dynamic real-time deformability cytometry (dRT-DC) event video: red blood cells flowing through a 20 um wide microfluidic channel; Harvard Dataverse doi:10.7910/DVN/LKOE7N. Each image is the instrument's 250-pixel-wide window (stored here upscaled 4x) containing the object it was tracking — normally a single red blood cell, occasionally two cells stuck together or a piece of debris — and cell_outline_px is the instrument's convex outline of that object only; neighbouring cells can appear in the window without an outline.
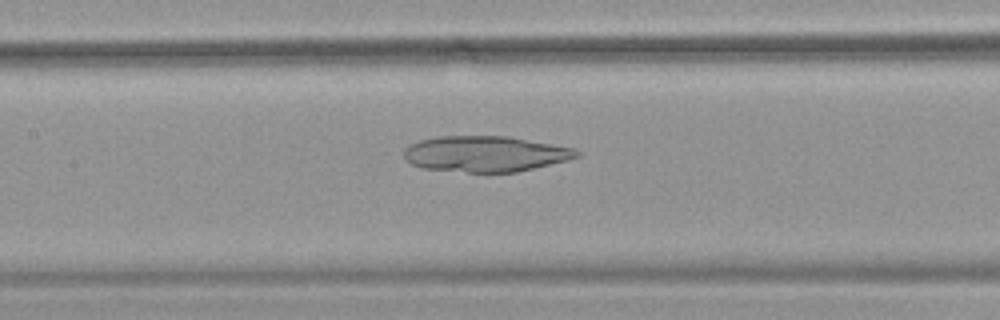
{"species": "common noctule bat (a hibernating species)", "species_latin": "Nyctalus noctula", "temperature_condition": "warm", "stored_images_in_passage": 39, "camera_frame_rate_fps": 3000, "um_per_image_px": 0.085, "animal": {"sex": "female", "body_mass_g": 18.4}, "frame": {"image": 1, "passage_image": 11, "time_ms": 3.333, "image_size_px": [1000, 320], "cell_outline_px": [[580, 156], [568, 160], [516, 172], [468, 172], [424, 168], [412, 164], [404, 160], [404, 148], [408, 144], [420, 140], [440, 136], [508, 136], [552, 144], [572, 148], [580, 152]], "centroid_in_image_um": [41.22, 13.07], "position_along_channel_um": 166.2, "area_um2": 35.95}}
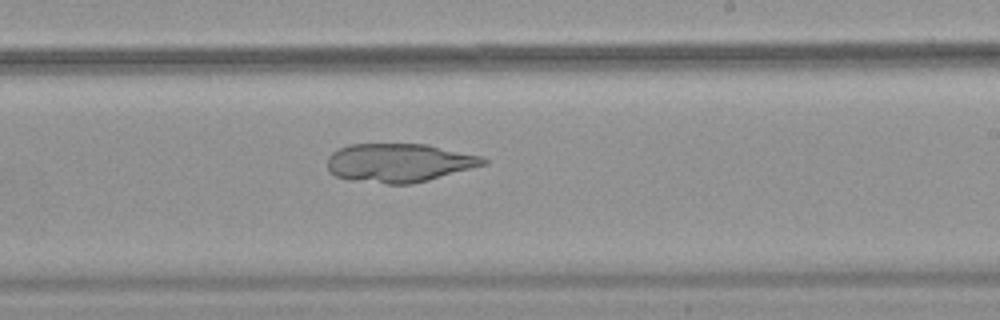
{"frame": {"image": 2, "passage_image": 18, "time_ms": 5.667, "image_size_px": [1000, 320], "cell_outline_px": [[488, 164], [428, 180], [412, 184], [384, 184], [352, 180], [336, 176], [328, 168], [328, 156], [332, 152], [348, 144], [428, 144], [484, 156], [488, 160]], "centroid_in_image_um": [33.97, 13.83], "position_along_channel_um": 255.0, "area_um2": 35.37}}
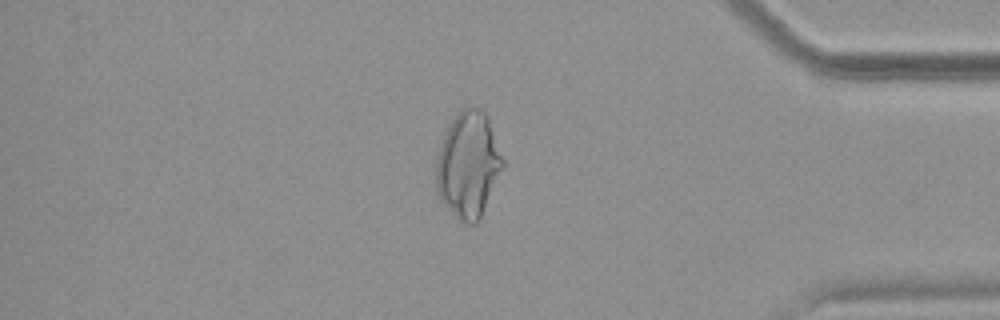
{"frame": {"image": 3, "passage_image": 31, "time_ms": 10.0, "image_size_px": [1000, 320], "cell_outline_px": [[504, 168], [480, 220], [476, 224], [468, 224], [460, 220], [440, 200], [436, 188], [436, 160], [440, 144], [448, 124], [460, 108], [468, 104], [472, 104], [480, 108], [488, 116], [504, 160]], "centroid_in_image_um": [39.82, 13.97], "position_along_channel_um": 395.4, "area_um2": 41.91}}